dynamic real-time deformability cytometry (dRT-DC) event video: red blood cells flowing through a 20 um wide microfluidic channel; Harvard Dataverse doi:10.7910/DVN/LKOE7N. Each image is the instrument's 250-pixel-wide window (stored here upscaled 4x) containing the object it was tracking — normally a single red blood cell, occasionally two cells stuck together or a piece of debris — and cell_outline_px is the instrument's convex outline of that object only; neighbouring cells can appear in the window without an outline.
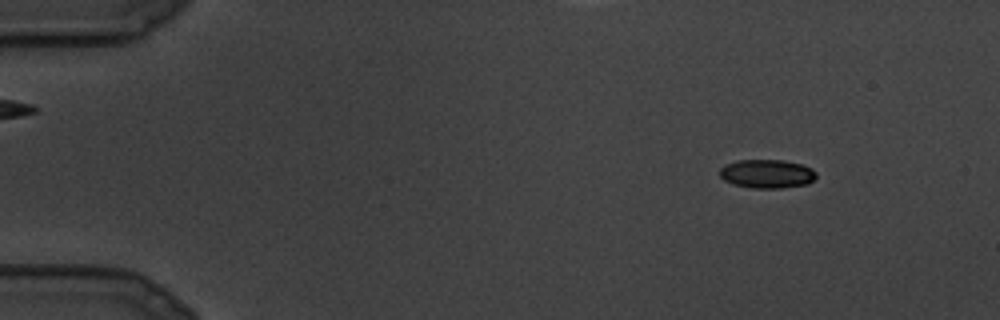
{"species": "common noctule bat (a hibernating species)", "species_latin": "Nyctalus noctula", "temperature_condition": "cold", "stored_images_in_passage": 17, "camera_frame_rate_fps": 3000, "um_per_image_px": 0.085, "animal": {"sex": "male", "body_mass_g": 19.5, "forearm_length_mm": 54.6}, "frame": {"image": 1, "passage_image": 3, "time_ms": 0.667, "image_size_px": [1000, 320], "cell_outline_px": [[816, 176], [808, 184], [780, 188], [752, 188], [732, 184], [724, 180], [720, 176], [720, 168], [724, 164], [736, 160], [784, 160], [804, 164], [812, 168], [816, 172]], "centroid_in_image_um": [65.19, 14.76], "position_along_channel_um": 19.8, "area_um2": 16.36}}
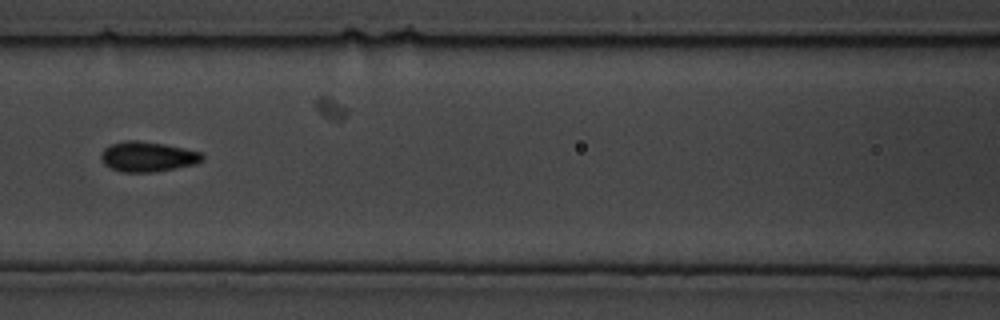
{"frame": {"image": 2, "passage_image": 12, "time_ms": 3.667, "image_size_px": [1000, 320], "cell_outline_px": [[204, 160], [196, 164], [176, 168], [152, 172], [120, 172], [104, 164], [100, 156], [104, 148], [112, 144], [124, 140], [140, 140], [164, 144], [184, 148], [200, 152], [204, 156]], "centroid_in_image_um": [12.56, 13.31], "position_along_channel_um": 154.0, "area_um2": 17.8}}
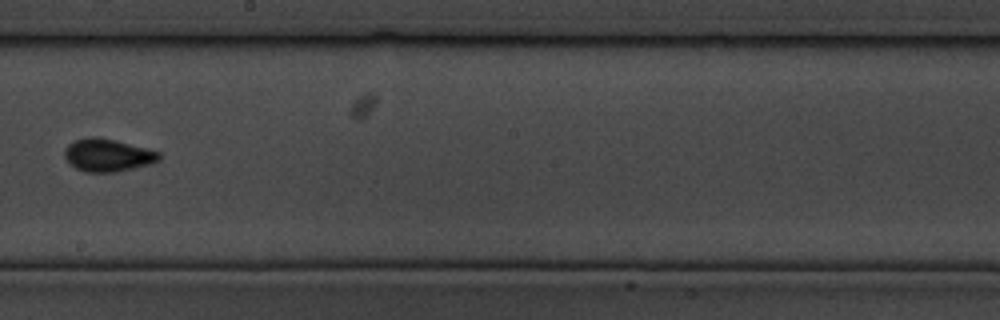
{"frame": {"image": 3, "passage_image": 16, "time_ms": 5.0, "image_size_px": [1000, 320], "cell_outline_px": [[160, 160], [152, 164], [116, 172], [84, 172], [68, 164], [64, 156], [64, 148], [68, 144], [76, 140], [116, 140], [160, 152]], "centroid_in_image_um": [9.17, 13.25], "position_along_channel_um": 239.0, "area_um2": 17.57}}